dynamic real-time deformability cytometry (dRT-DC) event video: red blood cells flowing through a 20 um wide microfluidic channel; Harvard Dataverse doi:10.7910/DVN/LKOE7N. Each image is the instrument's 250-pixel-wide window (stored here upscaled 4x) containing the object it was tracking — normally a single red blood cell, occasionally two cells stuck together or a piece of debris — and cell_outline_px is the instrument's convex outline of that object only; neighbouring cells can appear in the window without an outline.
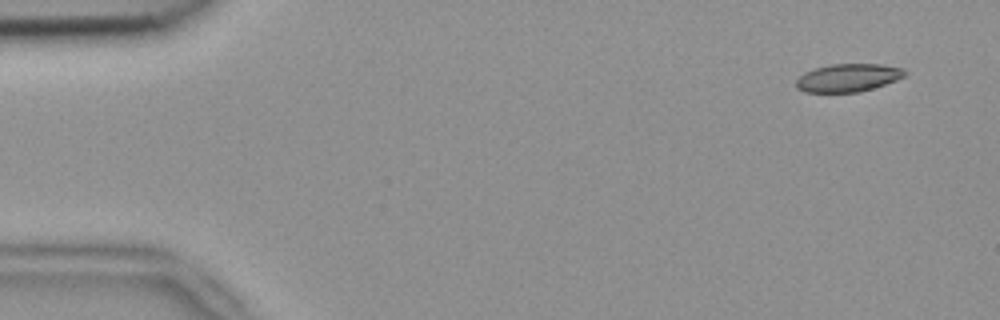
{"species": "common noctule bat (a hibernating species)", "species_latin": "Nyctalus noctula", "temperature_condition": "room temperature", "stored_images_in_passage": 5, "camera_frame_rate_fps": 3000, "um_per_image_px": 0.085, "animal": {"sex": "female", "body_mass_g": 18.4}, "frame": {"image": 1, "passage_image": 1, "time_ms": 0.0, "image_size_px": [1000, 320], "cell_outline_px": [[908, 72], [904, 76], [896, 80], [860, 92], [804, 92], [796, 88], [796, 80], [804, 72], [816, 68], [832, 64], [880, 64], [904, 68]], "centroid_in_image_um": [72.08, 6.61], "position_along_channel_um": 12.9, "area_um2": 17.69}}
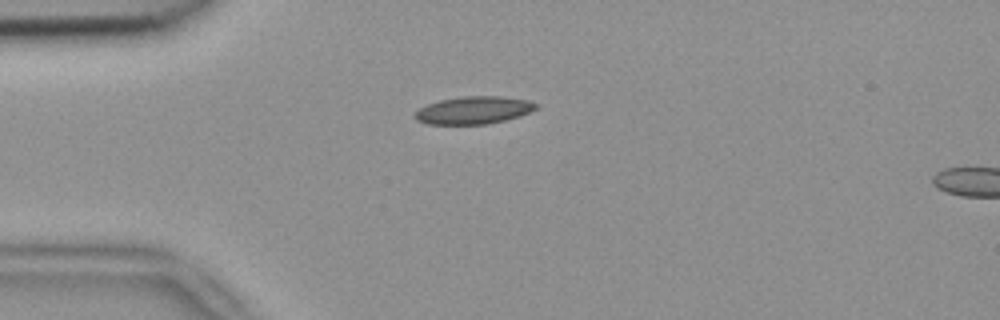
{"frame": {"image": 2, "passage_image": 4, "time_ms": 1.0, "image_size_px": [1000, 320], "cell_outline_px": [[540, 104], [536, 108], [520, 116], [488, 124], [428, 124], [416, 120], [412, 116], [420, 108], [428, 104], [440, 100], [460, 96], [504, 96], [528, 100]], "centroid_in_image_um": [40.26, 9.36], "position_along_channel_um": 44.7, "area_um2": 19.54}}